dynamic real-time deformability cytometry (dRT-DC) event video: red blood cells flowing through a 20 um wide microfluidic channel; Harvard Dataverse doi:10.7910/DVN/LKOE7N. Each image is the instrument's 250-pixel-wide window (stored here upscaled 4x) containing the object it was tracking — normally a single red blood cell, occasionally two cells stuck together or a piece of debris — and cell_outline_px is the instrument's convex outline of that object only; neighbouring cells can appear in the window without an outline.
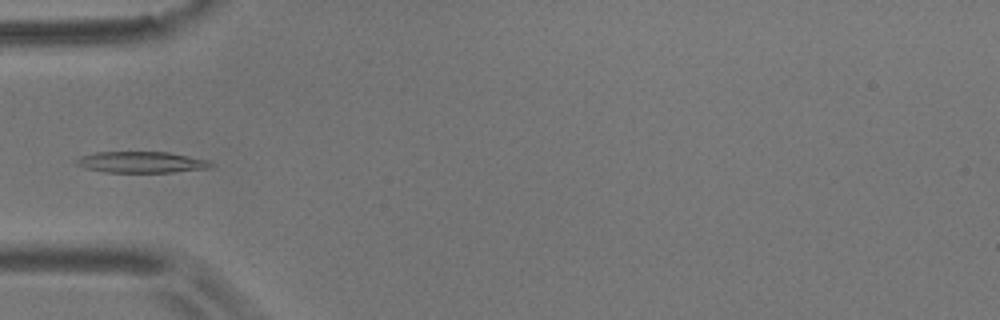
{"species": "common noctule bat (a hibernating species)", "species_latin": "Nyctalus noctula", "temperature_condition": "room temperature", "stored_images_in_passage": 7, "camera_frame_rate_fps": 3000, "um_per_image_px": 0.085, "animal": {"sex": "male", "body_mass_g": 17.9}, "frame": {"image": 1, "passage_image": 3, "time_ms": 2.333, "image_size_px": [1000, 320], "cell_outline_px": [[216, 164], [212, 168], [172, 172], [104, 172], [84, 168], [76, 164], [72, 160], [80, 156], [96, 152], [168, 152], [208, 160]], "centroid_in_image_um": [12.01, 13.79], "position_along_channel_um": 73.0, "area_um2": 16.82}}
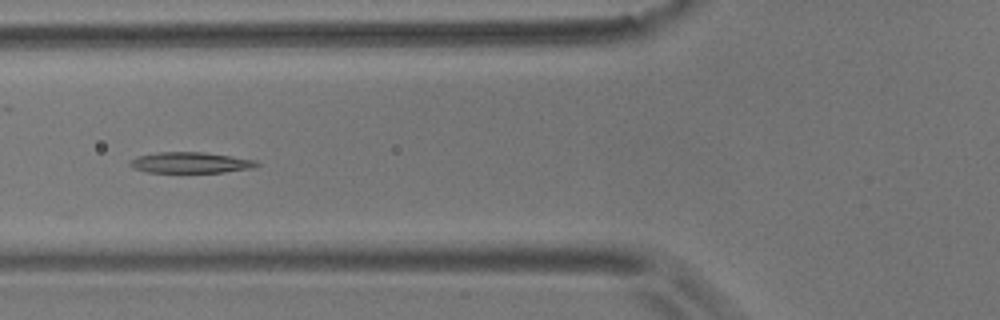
{"frame": {"image": 2, "passage_image": 4, "time_ms": 3.333, "image_size_px": [1000, 320], "cell_outline_px": [[260, 164], [252, 168], [224, 172], [148, 172], [132, 168], [128, 164], [128, 160], [136, 156], [156, 152], [204, 152], [256, 160]], "centroid_in_image_um": [16.13, 13.82], "position_along_channel_um": 109.7, "area_um2": 15.49}}
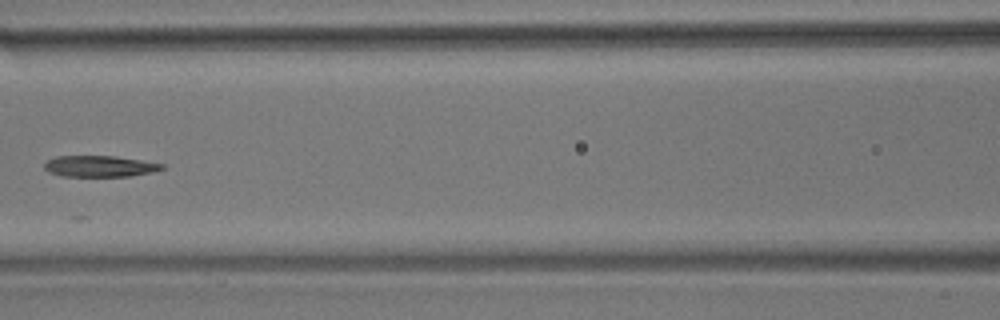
{"frame": {"image": 3, "passage_image": 5, "time_ms": 4.667, "image_size_px": [1000, 320], "cell_outline_px": [[164, 168], [152, 172], [128, 176], [60, 176], [48, 172], [44, 168], [44, 164], [48, 160], [56, 156], [116, 156], [164, 164]], "centroid_in_image_um": [8.44, 14.13], "position_along_channel_um": 158.2, "area_um2": 14.45}}